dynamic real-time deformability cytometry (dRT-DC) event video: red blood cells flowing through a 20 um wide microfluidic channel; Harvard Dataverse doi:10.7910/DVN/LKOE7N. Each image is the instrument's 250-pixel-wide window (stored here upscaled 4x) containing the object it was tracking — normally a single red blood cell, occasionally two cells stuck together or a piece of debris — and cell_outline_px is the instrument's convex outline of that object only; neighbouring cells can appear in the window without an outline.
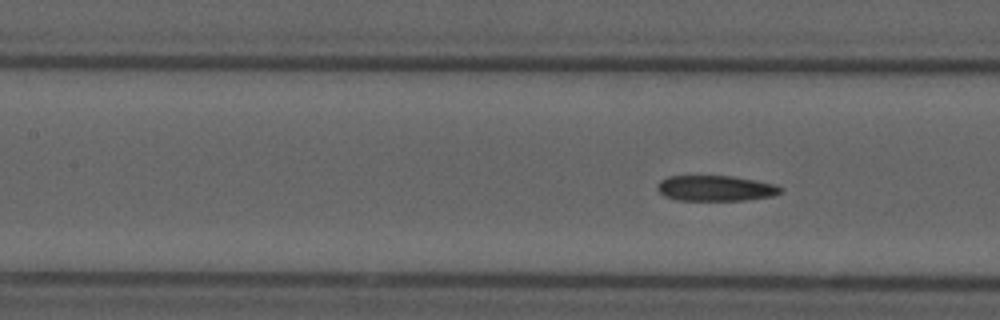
{"species": "common noctule bat (a hibernating species)", "species_latin": "Nyctalus noctula", "temperature_condition": "cold", "stored_images_in_passage": 7, "segment_of_instrument_passage": [2, 2], "camera_frame_rate_fps": 3000, "um_per_image_px": 0.085, "animal": {"sex": "male", "forearm_length_mm": 52.5}, "frame": {"image": 1, "passage_image": 7, "time_ms": 8.0, "image_size_px": [1000, 320], "cell_outline_px": [[784, 188], [780, 192], [772, 196], [744, 200], [676, 200], [664, 196], [656, 188], [660, 180], [668, 176], [732, 176], [772, 184]], "centroid_in_image_um": [60.77, 16.0], "position_along_channel_um": 146.6, "area_um2": 18.15}}